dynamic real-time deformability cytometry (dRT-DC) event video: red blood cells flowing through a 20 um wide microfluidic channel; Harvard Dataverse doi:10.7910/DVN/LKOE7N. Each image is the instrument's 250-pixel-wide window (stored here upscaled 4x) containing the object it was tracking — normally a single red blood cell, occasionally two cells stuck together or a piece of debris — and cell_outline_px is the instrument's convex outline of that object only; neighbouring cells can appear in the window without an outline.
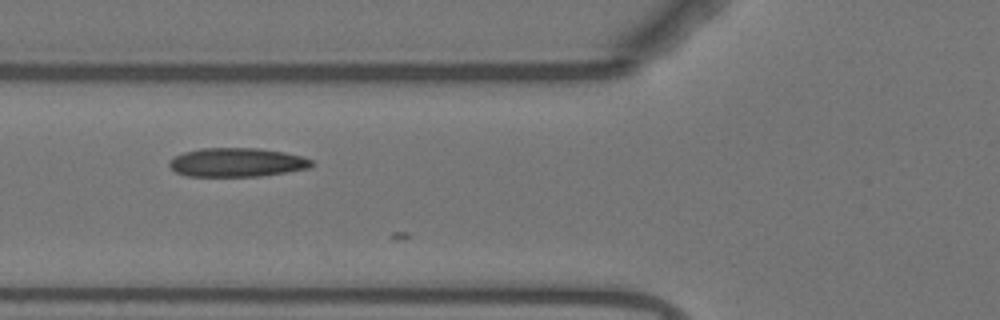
{"species": "Egyptian fruit bat (a non-hibernating species)", "species_latin": "Rousettus aegyptiacus", "temperature_condition": "warm", "stored_images_in_passage": 7, "camera_frame_rate_fps": 3000, "um_per_image_px": 0.085, "animal": {"sex": "female"}, "frame": {"image": 1, "passage_image": 6, "time_ms": 1.667, "image_size_px": [1000, 320], "cell_outline_px": [[312, 164], [308, 168], [260, 176], [188, 176], [176, 172], [168, 164], [168, 160], [184, 152], [200, 148], [260, 148], [284, 152], [304, 156], [312, 160]], "centroid_in_image_um": [20.12, 13.79], "position_along_channel_um": 105.7, "area_um2": 23.87}}